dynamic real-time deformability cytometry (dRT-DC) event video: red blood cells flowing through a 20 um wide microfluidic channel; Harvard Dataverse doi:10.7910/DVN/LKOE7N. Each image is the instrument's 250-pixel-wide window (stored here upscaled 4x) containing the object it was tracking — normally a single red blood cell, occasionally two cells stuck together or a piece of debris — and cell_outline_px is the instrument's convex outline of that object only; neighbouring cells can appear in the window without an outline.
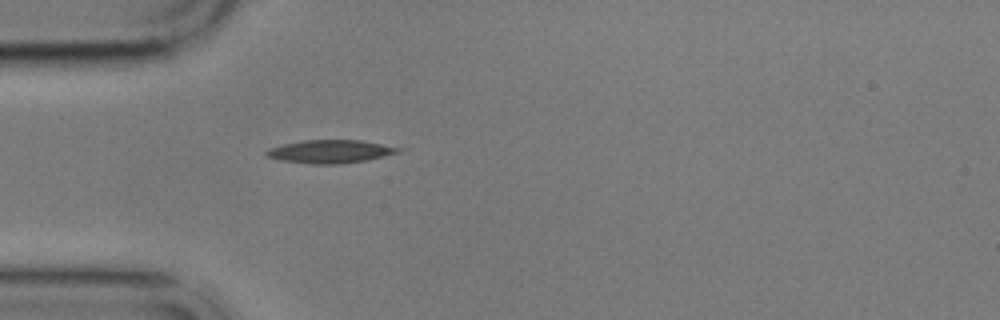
{"species": "common noctule bat (a hibernating species)", "species_latin": "Nyctalus noctula", "temperature_condition": "cold", "stored_images_in_passage": 1, "camera_frame_rate_fps": 3000, "um_per_image_px": 0.085, "animal": {"sex": "male", "body_mass_g": 17.9}, "frame": {"image": 1, "passage_image": 1, "time_ms": 0.0, "image_size_px": [1000, 320], "cell_outline_px": [[408, 148], [400, 152], [368, 160], [340, 164], [308, 164], [280, 160], [264, 156], [264, 152], [268, 148], [284, 144], [304, 140], [360, 140]], "centroid_in_image_um": [28.11, 12.88], "position_along_channel_um": 56.9, "area_um2": 18.15}}